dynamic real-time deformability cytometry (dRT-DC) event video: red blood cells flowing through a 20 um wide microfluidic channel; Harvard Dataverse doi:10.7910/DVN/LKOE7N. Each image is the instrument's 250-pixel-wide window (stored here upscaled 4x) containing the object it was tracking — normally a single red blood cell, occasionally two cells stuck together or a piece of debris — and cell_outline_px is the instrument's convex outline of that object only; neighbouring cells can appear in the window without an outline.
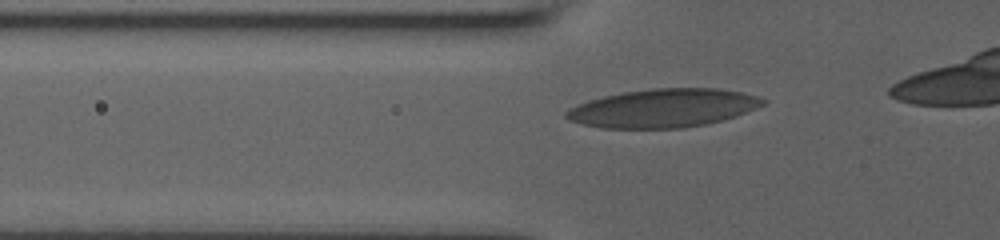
{"species": "human", "species_latin": "Homo sapiens", "temperature_condition": "room temperature", "stored_images_in_passage": 34, "camera_frame_rate_fps": 3000, "um_per_image_px": 0.085, "donor": {"sex": "male"}, "frame": {"image": 1, "passage_image": 5, "time_ms": 1.333, "image_size_px": [1000, 240], "cell_outline_px": [[768, 100], [764, 104], [756, 108], [736, 116], [704, 124], [684, 128], [604, 128], [584, 124], [568, 120], [564, 116], [564, 112], [588, 100], [604, 96], [624, 92], [652, 88], [716, 88], [740, 92], [756, 96]], "centroid_in_image_um": [56.38, 9.19], "position_along_channel_um": 69.4, "area_um2": 43.75}}
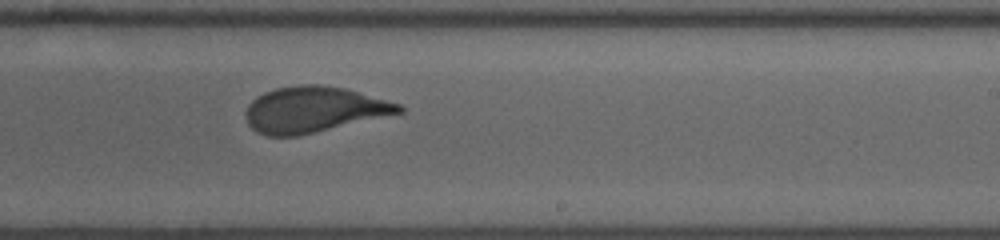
{"frame": {"image": 2, "passage_image": 20, "time_ms": 6.333, "image_size_px": [1000, 240], "cell_outline_px": [[404, 112], [296, 136], [268, 136], [256, 132], [248, 124], [244, 112], [248, 104], [256, 96], [264, 92], [276, 88], [300, 84], [320, 84], [344, 88], [400, 104], [404, 108]], "centroid_in_image_um": [26.61, 9.3], "position_along_channel_um": 262.4, "area_um2": 40.69}}
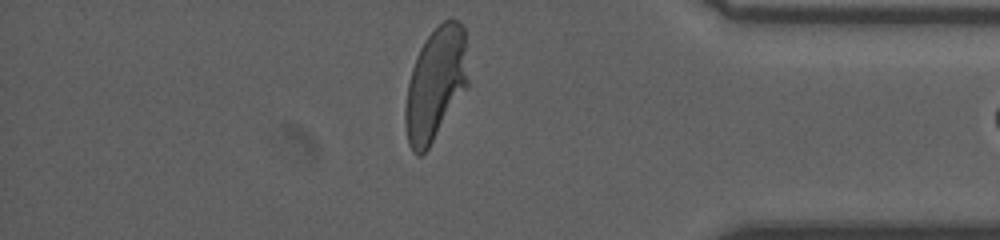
{"frame": {"image": 3, "passage_image": 32, "time_ms": 10.333, "image_size_px": [1000, 240], "cell_outline_px": [[468, 88], [428, 148], [420, 156], [416, 156], [412, 152], [408, 144], [404, 124], [404, 108], [408, 84], [412, 68], [416, 56], [424, 40], [444, 20], [456, 20], [464, 28], [468, 80]], "centroid_in_image_um": [37.0, 7.19], "position_along_channel_um": 398.2, "area_um2": 41.44}}